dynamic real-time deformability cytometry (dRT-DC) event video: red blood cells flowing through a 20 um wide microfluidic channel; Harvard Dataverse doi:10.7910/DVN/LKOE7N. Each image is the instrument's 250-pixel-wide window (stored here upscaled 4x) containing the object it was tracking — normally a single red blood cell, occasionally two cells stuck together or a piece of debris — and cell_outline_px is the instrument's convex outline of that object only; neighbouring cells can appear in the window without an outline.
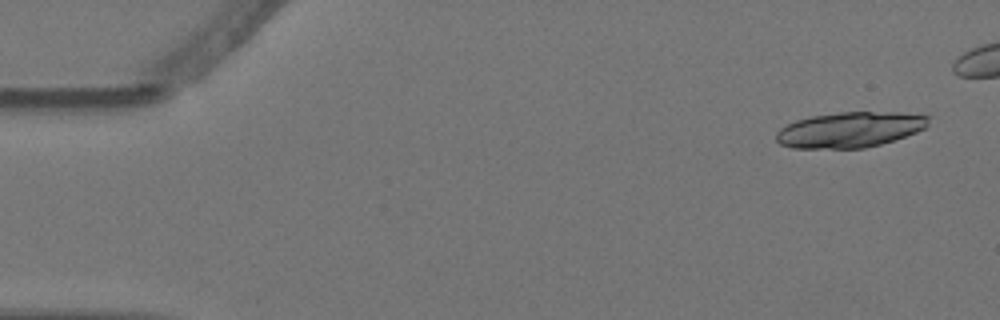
{"species": "Egyptian fruit bat (a non-hibernating species)", "species_latin": "Rousettus aegyptiacus", "temperature_condition": "warm", "stored_images_in_passage": 9, "segment_of_instrument_passage": [1, 2], "camera_frame_rate_fps": 3000, "um_per_image_px": 0.085, "animal": {"sex": "female"}, "frame": {"image": 1, "passage_image": 1, "time_ms": 0.0, "image_size_px": [1000, 320], "cell_outline_px": [[928, 124], [924, 128], [916, 132], [880, 144], [864, 148], [792, 148], [780, 144], [776, 140], [776, 132], [780, 128], [796, 120], [812, 116], [840, 112], [900, 112], [928, 116]], "centroid_in_image_um": [72.2, 11.02], "position_along_channel_um": 12.8, "area_um2": 31.27}}
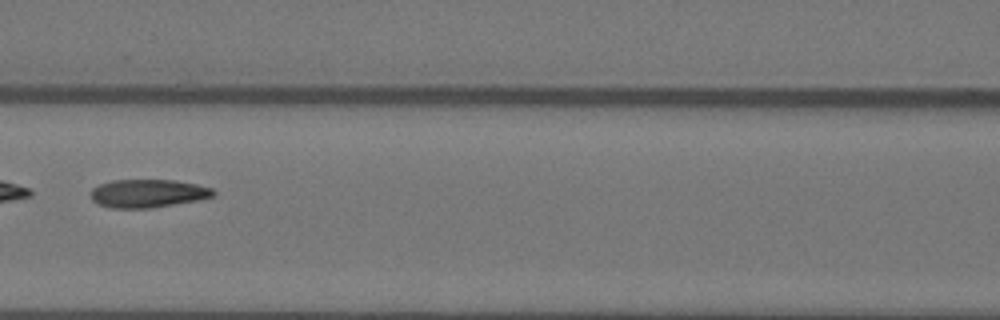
{"frame": {"image": 2, "passage_image": 7, "time_ms": 2.0, "image_size_px": [1000, 320], "cell_outline_px": [[216, 196], [200, 200], [152, 208], [112, 208], [96, 204], [92, 200], [92, 188], [100, 184], [112, 180], [176, 180], [196, 184], [212, 188], [216, 192]], "centroid_in_image_um": [12.61, 16.44], "position_along_channel_um": 154.0, "area_um2": 20.35}}
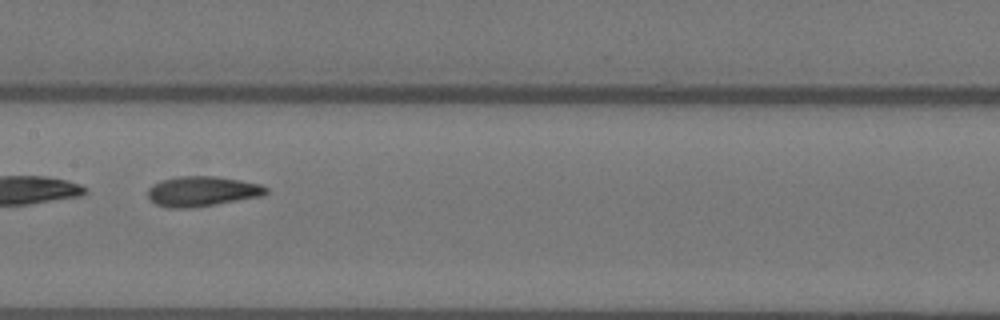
{"frame": {"image": 3, "passage_image": 8, "time_ms": 2.333, "image_size_px": [1000, 320], "cell_outline_px": [[268, 192], [264, 196], [216, 204], [188, 208], [168, 208], [156, 204], [148, 196], [148, 188], [152, 184], [160, 180], [176, 176], [216, 176], [240, 180], [260, 184], [268, 188]], "centroid_in_image_um": [17.18, 16.25], "position_along_channel_um": 190.2, "area_um2": 20.87}}